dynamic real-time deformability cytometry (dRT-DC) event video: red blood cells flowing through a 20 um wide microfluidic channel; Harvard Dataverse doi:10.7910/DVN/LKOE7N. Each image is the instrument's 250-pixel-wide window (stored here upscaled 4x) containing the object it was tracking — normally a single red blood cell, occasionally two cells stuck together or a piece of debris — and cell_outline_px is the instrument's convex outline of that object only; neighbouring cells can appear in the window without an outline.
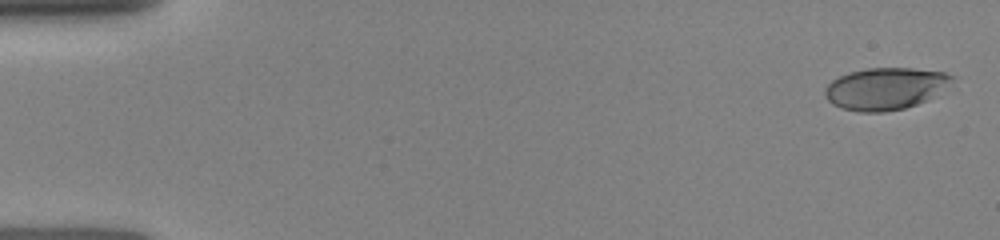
{"species": "human", "species_latin": "Homo sapiens", "temperature_condition": "room temperature", "stored_images_in_passage": 36, "camera_frame_rate_fps": 3000, "um_per_image_px": 0.085, "donor": {"sex": "female"}, "frame": {"image": 1, "passage_image": 1, "time_ms": 0.0, "image_size_px": [1000, 240], "cell_outline_px": [[956, 76], [952, 80], [924, 100], [916, 104], [904, 108], [884, 112], [860, 112], [840, 108], [832, 104], [824, 96], [824, 88], [832, 80], [848, 72], [868, 68], [912, 68], [944, 72]], "centroid_in_image_um": [75.16, 7.53], "position_along_channel_um": 9.8, "area_um2": 30.69}}
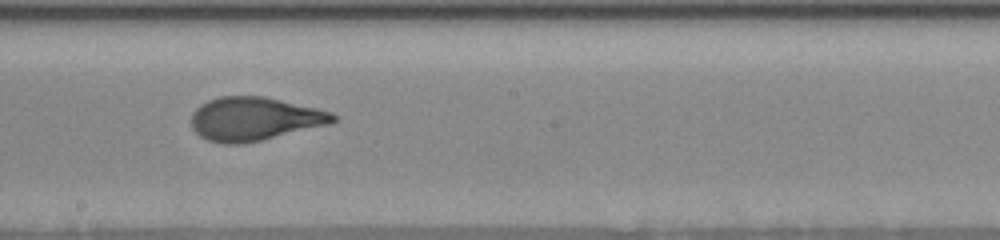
{"frame": {"image": 2, "passage_image": 20, "time_ms": 8.667, "image_size_px": [1000, 240], "cell_outline_px": [[336, 120], [328, 124], [260, 140], [240, 144], [220, 144], [208, 140], [200, 136], [192, 128], [192, 112], [200, 104], [208, 100], [220, 96], [264, 96], [316, 108], [332, 112], [336, 116]], "centroid_in_image_um": [21.58, 10.1], "position_along_channel_um": 226.6, "area_um2": 35.66}}
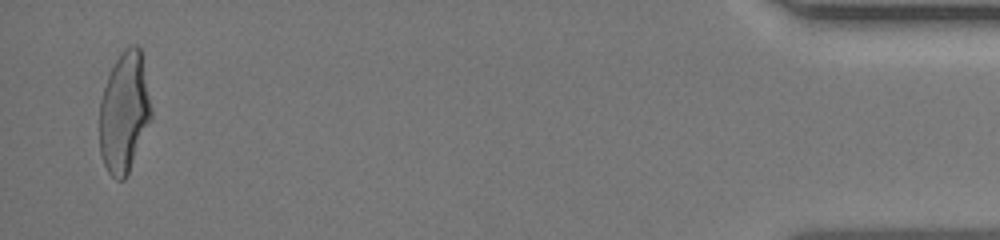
{"frame": {"image": 3, "passage_image": 36, "time_ms": 15.333, "image_size_px": [1000, 240], "cell_outline_px": [[152, 120], [128, 172], [124, 180], [116, 180], [108, 172], [104, 164], [100, 152], [100, 100], [108, 76], [116, 60], [124, 48], [128, 44], [136, 44], [140, 48], [152, 108]], "centroid_in_image_um": [10.57, 9.55], "position_along_channel_um": 424.6, "area_um2": 36.3}}